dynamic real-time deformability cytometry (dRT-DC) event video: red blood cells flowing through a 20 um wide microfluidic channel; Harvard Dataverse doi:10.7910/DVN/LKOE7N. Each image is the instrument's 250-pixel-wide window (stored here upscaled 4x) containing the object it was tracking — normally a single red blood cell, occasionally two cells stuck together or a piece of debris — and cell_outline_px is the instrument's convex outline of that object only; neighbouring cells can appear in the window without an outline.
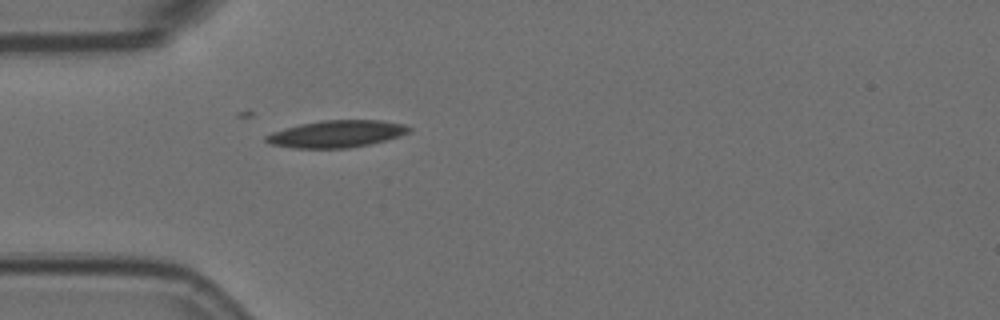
{"species": "Egyptian fruit bat (a non-hibernating species)", "species_latin": "Rousettus aegyptiacus", "temperature_condition": "room temperature", "stored_images_in_passage": 1, "camera_frame_rate_fps": 3000, "um_per_image_px": 0.085, "animal": {"sex": "female"}, "frame": {"image": 1, "passage_image": 1, "time_ms": 0.0, "image_size_px": [1000, 320], "cell_outline_px": [[412, 128], [408, 132], [384, 140], [368, 144], [348, 148], [292, 148], [272, 144], [264, 140], [264, 136], [272, 132], [284, 128], [300, 124], [320, 120], [380, 120], [404, 124]], "centroid_in_image_um": [28.55, 11.37], "position_along_channel_um": 56.4, "area_um2": 22.37}}